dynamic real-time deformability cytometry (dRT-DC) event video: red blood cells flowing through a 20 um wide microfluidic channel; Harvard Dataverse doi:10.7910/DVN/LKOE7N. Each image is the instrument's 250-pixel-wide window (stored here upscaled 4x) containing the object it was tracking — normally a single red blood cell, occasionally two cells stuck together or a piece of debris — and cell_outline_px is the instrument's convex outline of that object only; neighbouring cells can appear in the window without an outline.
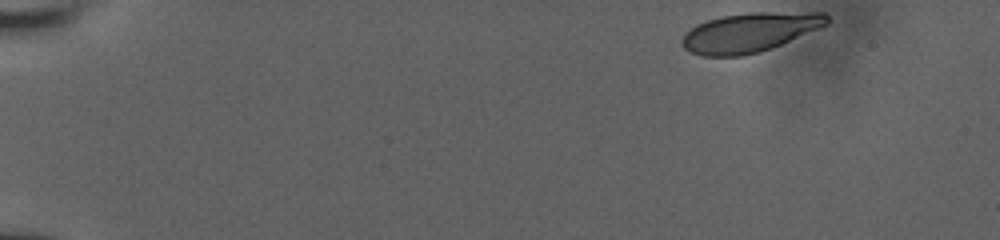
{"species": "human", "species_latin": "Homo sapiens", "temperature_condition": "room temperature", "stored_images_in_passage": 37, "camera_frame_rate_fps": 3000, "um_per_image_px": 0.085, "donor": {"sex": "male"}, "frame": {"image": 1, "passage_image": 1, "time_ms": 0.0, "image_size_px": [1000, 240], "cell_outline_px": [[828, 24], [772, 48], [760, 52], [744, 56], [704, 56], [692, 52], [684, 48], [680, 44], [680, 40], [696, 24], [720, 16], [748, 12], [824, 12], [828, 16]], "centroid_in_image_um": [63.72, 2.75], "position_along_channel_um": 21.3, "area_um2": 33.23}}
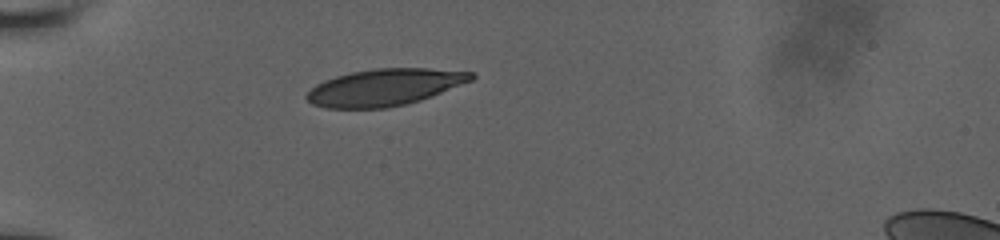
{"frame": {"image": 2, "passage_image": 24, "time_ms": 3.667, "image_size_px": [1000, 240], "cell_outline_px": [[476, 76], [472, 80], [420, 100], [388, 108], [324, 108], [312, 104], [304, 96], [316, 84], [324, 80], [336, 76], [352, 72], [376, 68], [428, 68], [476, 72]], "centroid_in_image_um": [32.68, 7.41], "position_along_channel_um": 52.3, "area_um2": 35.2}}
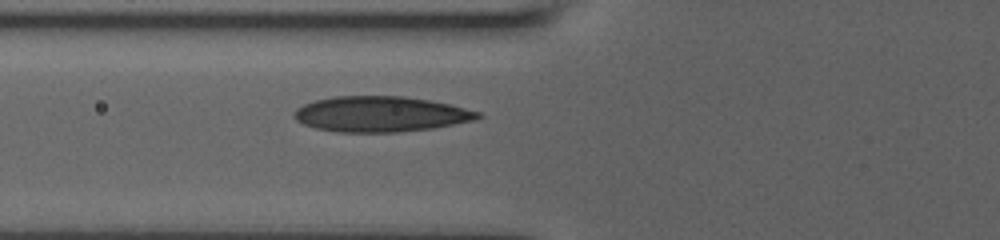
{"frame": {"image": 3, "passage_image": 36, "time_ms": 5.333, "image_size_px": [1000, 240], "cell_outline_px": [[484, 116], [476, 120], [432, 128], [400, 132], [336, 132], [316, 128], [304, 124], [296, 120], [292, 116], [292, 112], [296, 108], [304, 104], [316, 100], [332, 96], [404, 96], [428, 100], [448, 104], [480, 112]], "centroid_in_image_um": [32.33, 9.7], "position_along_channel_um": 93.5, "area_um2": 38.09}}